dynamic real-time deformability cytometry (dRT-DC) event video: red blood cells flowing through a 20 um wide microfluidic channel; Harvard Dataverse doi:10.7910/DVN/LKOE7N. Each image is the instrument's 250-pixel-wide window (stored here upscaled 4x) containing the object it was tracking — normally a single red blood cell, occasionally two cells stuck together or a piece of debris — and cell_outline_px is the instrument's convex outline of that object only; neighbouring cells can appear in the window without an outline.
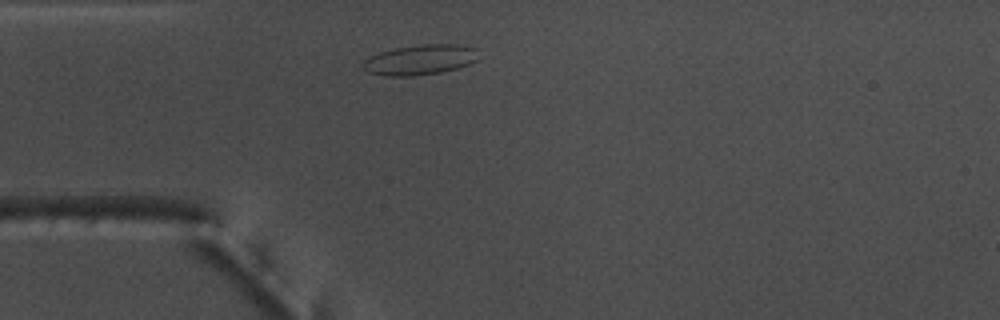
{"species": "common noctule bat (a hibernating species)", "species_latin": "Nyctalus noctula", "temperature_condition": "warm", "stored_images_in_passage": 30, "camera_frame_rate_fps": 3000, "um_per_image_px": 0.085, "animal": {"sex": "male", "body_mass_g": 17.5, "forearm_length_mm": 52.3}, "frame": {"image": 1, "passage_image": 1, "time_ms": 0.0, "image_size_px": [1000, 320], "cell_outline_px": [[476, 60], [468, 64], [456, 68], [440, 72], [408, 76], [384, 76], [368, 72], [364, 68], [364, 60], [380, 52], [396, 48], [420, 44], [460, 44], [476, 48]], "centroid_in_image_um": [35.71, 5.07], "position_along_channel_um": 49.3, "area_um2": 20.0}}
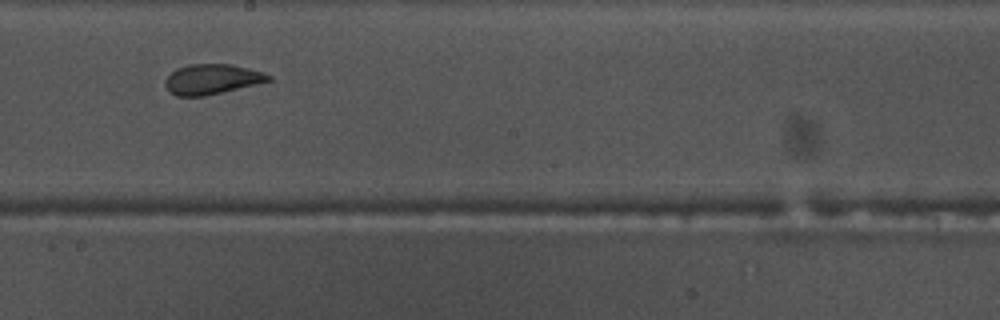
{"frame": {"image": 2, "passage_image": 16, "time_ms": 5.0, "image_size_px": [1000, 320], "cell_outline_px": [[272, 80], [204, 96], [176, 96], [168, 92], [164, 84], [164, 80], [176, 68], [188, 64], [232, 64], [264, 72], [272, 76]], "centroid_in_image_um": [17.98, 6.72], "position_along_channel_um": 230.2, "area_um2": 18.15}}
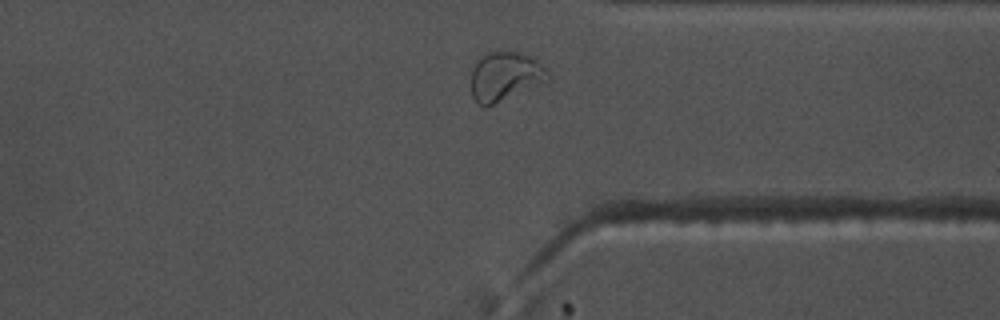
{"frame": {"image": 3, "passage_image": 27, "time_ms": 8.667, "image_size_px": [1000, 320], "cell_outline_px": [[552, 76], [548, 80], [484, 108], [472, 96], [472, 68], [480, 56], [488, 52], [516, 52], [528, 56], [536, 60]], "centroid_in_image_um": [42.9, 6.48], "position_along_channel_um": 368.5, "area_um2": 21.44}, "authors_computed_cell_mechanics": {"area_um2": 18.4382, "velocity_mm_per_s": 3.8083, "shape_relaxation_time_tau1_ms": 5.7539, "shape_relaxation_time_tau2_ms": 0.985, "deformation_change_tau1": 0.1658, "deformation_change_tau2": 0.0649}}